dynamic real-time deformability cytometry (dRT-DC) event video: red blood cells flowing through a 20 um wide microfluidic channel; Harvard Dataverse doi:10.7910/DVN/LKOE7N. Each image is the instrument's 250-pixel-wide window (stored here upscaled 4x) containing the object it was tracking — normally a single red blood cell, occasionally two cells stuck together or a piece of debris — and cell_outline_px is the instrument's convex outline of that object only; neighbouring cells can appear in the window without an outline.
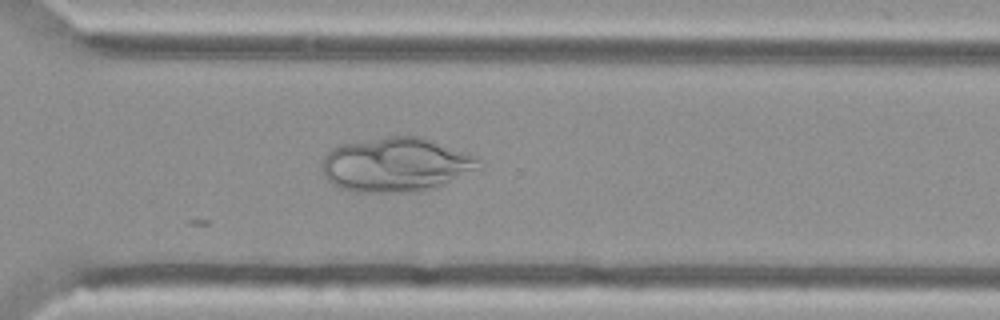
{"species": "Egyptian fruit bat (a non-hibernating species)", "species_latin": "Rousettus aegyptiacus", "temperature_condition": "cold", "stored_images_in_passage": 32, "camera_frame_rate_fps": 3000, "um_per_image_px": 0.085, "animal": {"sex": "female"}, "frame": {"image": 1, "passage_image": 32, "time_ms": 10.333, "image_size_px": [1000, 320], "cell_outline_px": [[484, 168], [436, 188], [420, 192], [352, 192], [340, 188], [332, 184], [324, 176], [320, 164], [324, 156], [332, 148], [340, 144], [388, 136], [420, 136], [468, 152], [484, 160]], "centroid_in_image_um": [33.73, 14.01], "position_along_channel_um": 336.9, "area_um2": 50.75}}